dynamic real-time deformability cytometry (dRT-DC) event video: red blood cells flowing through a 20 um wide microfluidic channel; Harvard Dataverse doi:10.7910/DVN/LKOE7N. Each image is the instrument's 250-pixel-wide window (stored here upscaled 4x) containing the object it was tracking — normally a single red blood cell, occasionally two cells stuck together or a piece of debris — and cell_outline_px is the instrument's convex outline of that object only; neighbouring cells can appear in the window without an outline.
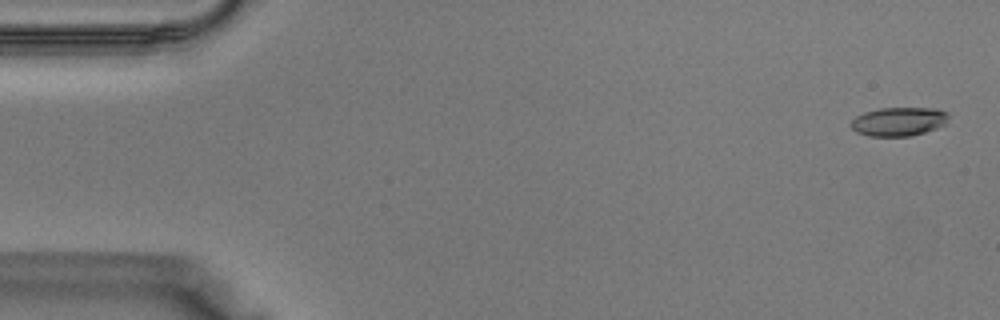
{"species": "Egyptian fruit bat (a non-hibernating species)", "species_latin": "Rousettus aegyptiacus", "temperature_condition": "warm", "stored_images_in_passage": 39, "camera_frame_rate_fps": 3000, "um_per_image_px": 0.085, "animal": {"sex": "male"}, "frame": {"image": 1, "passage_image": 2, "time_ms": 0.333, "image_size_px": [1000, 320], "cell_outline_px": [[948, 116], [944, 124], [936, 128], [924, 132], [908, 136], [868, 136], [856, 132], [848, 124], [856, 116], [864, 112], [880, 108], [936, 108], [948, 112]], "centroid_in_image_um": [76.35, 10.32], "position_along_channel_um": 8.6, "area_um2": 16.36}}
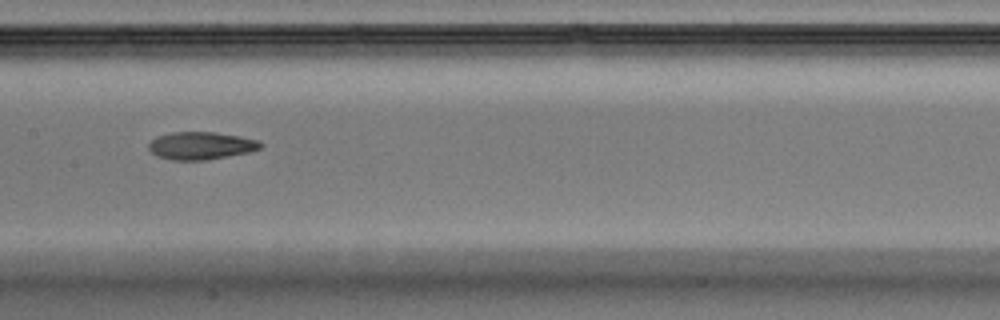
{"frame": {"image": 2, "passage_image": 20, "time_ms": 6.333, "image_size_px": [1000, 320], "cell_outline_px": [[264, 144], [260, 148], [248, 152], [208, 160], [172, 160], [156, 156], [148, 148], [148, 144], [156, 136], [172, 132], [212, 132], [240, 136], [260, 140]], "centroid_in_image_um": [17.08, 12.38], "position_along_channel_um": 190.3, "area_um2": 18.09}}
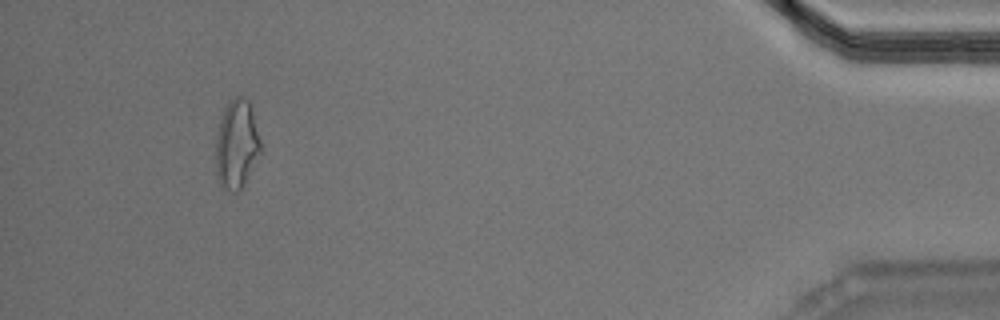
{"frame": {"image": 3, "passage_image": 37, "time_ms": 12.0, "image_size_px": [1000, 320], "cell_outline_px": [[260, 152], [240, 192], [232, 192], [220, 188], [216, 176], [216, 136], [220, 120], [224, 108], [228, 100], [236, 96], [244, 96], [248, 100], [252, 108], [260, 140]], "centroid_in_image_um": [20.09, 12.28], "position_along_channel_um": 415.1, "area_um2": 23.47}}